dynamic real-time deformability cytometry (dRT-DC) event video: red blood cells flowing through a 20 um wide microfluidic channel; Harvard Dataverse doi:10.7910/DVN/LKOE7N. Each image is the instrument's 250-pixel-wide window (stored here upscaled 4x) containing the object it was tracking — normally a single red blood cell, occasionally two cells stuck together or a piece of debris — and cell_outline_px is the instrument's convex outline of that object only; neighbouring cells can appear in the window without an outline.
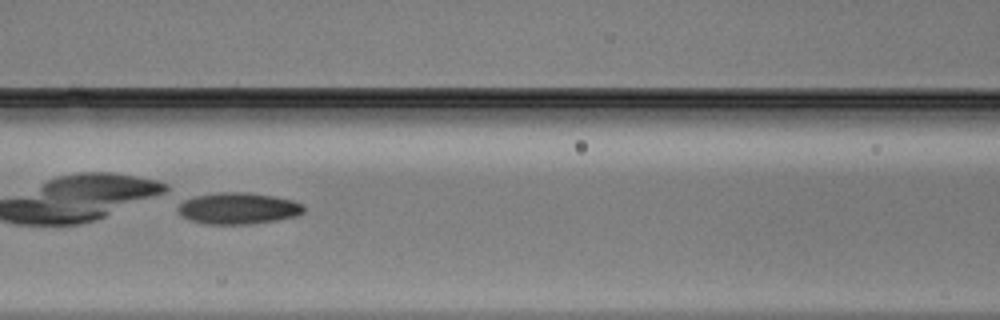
{"species": "Egyptian fruit bat (a non-hibernating species)", "species_latin": "Rousettus aegyptiacus", "temperature_condition": "warm", "stored_images_in_passage": 20, "camera_frame_rate_fps": 3000, "um_per_image_px": 0.085, "animal": {"sex": "male"}, "frame": {"image": 1, "passage_image": 12, "time_ms": 3.667, "image_size_px": [1000, 320], "cell_outline_px": [[304, 212], [296, 216], [276, 220], [252, 224], [204, 224], [192, 220], [184, 216], [176, 208], [184, 200], [196, 196], [220, 192], [248, 192], [272, 196], [292, 200], [304, 204]], "centroid_in_image_um": [20.28, 17.71], "position_along_channel_um": 146.3, "area_um2": 22.95}}